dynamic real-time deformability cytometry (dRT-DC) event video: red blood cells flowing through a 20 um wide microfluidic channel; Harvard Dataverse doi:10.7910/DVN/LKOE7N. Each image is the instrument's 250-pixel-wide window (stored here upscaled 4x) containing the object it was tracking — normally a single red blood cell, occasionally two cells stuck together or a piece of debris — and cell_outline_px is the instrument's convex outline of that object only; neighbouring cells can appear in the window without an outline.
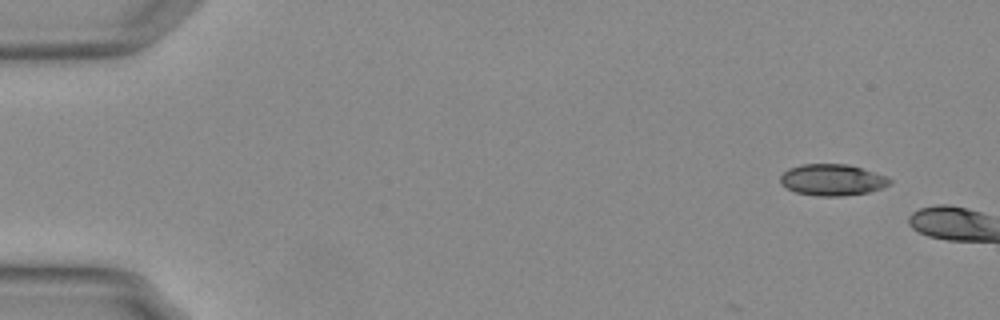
{"species": "Egyptian fruit bat (a non-hibernating species)", "species_latin": "Rousettus aegyptiacus", "temperature_condition": "warm", "stored_images_in_passage": 3, "camera_frame_rate_fps": 3000, "um_per_image_px": 0.085, "animal": {"sex": "female"}, "frame": {"image": 1, "passage_image": 1, "time_ms": 0.0, "image_size_px": [1000, 320], "cell_outline_px": [[892, 184], [868, 192], [840, 196], [816, 196], [796, 192], [780, 184], [780, 176], [788, 168], [800, 164], [848, 164], [884, 176], [892, 180]], "centroid_in_image_um": [70.7, 15.29], "position_along_channel_um": 14.3, "area_um2": 19.88}}